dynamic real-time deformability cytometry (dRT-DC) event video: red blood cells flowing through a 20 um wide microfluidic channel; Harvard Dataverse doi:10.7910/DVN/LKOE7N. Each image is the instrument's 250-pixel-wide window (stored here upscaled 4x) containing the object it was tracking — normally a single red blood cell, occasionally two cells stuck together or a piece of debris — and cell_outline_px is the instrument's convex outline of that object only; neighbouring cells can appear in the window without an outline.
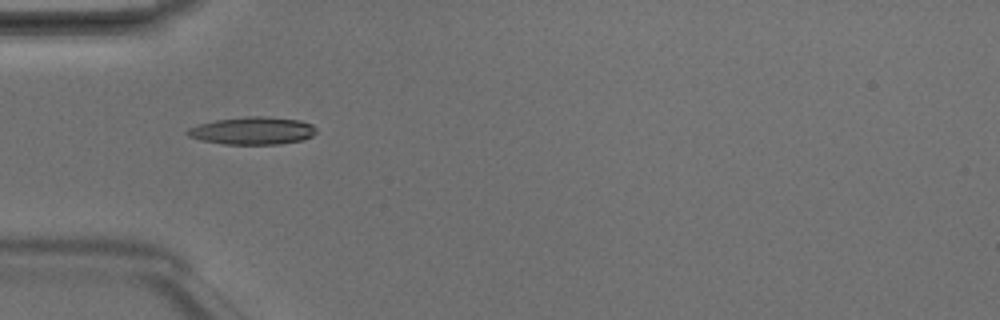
{"species": "Egyptian fruit bat (a non-hibernating species)", "species_latin": "Rousettus aegyptiacus", "temperature_condition": "room temperature", "stored_images_in_passage": 2, "camera_frame_rate_fps": 3000, "um_per_image_px": 0.085, "animal": {"sex": "male"}, "frame": {"image": 1, "passage_image": 1, "time_ms": 0.0, "image_size_px": [1000, 320], "cell_outline_px": [[316, 132], [312, 136], [304, 140], [280, 144], [224, 144], [200, 140], [188, 136], [184, 132], [188, 128], [200, 124], [216, 120], [244, 116], [264, 116], [300, 120], [312, 124], [316, 128]], "centroid_in_image_um": [21.47, 11.11], "position_along_channel_um": 63.5, "area_um2": 20.87}}